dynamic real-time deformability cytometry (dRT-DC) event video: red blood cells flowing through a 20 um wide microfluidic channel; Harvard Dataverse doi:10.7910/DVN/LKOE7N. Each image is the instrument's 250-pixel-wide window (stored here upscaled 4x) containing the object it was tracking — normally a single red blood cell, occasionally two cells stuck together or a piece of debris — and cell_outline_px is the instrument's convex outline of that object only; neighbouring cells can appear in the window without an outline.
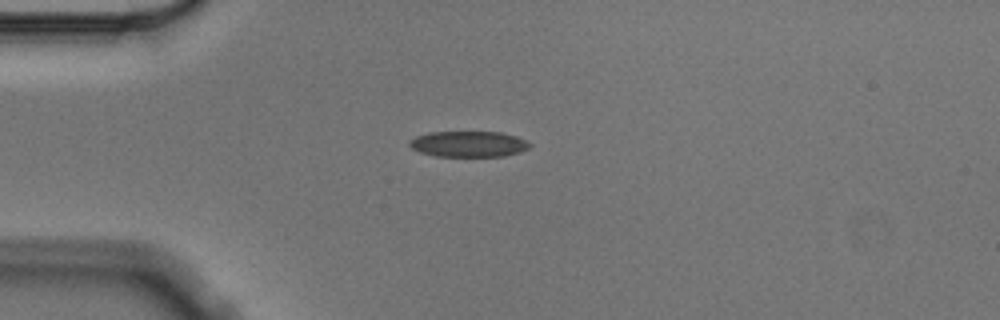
{"species": "Egyptian fruit bat (a non-hibernating species)", "species_latin": "Rousettus aegyptiacus", "temperature_condition": "cold", "stored_images_in_passage": 7, "camera_frame_rate_fps": 3000, "um_per_image_px": 0.085, "animal": {"sex": "male"}, "frame": {"image": 1, "passage_image": 4, "time_ms": 1.0, "image_size_px": [1000, 320], "cell_outline_px": [[532, 144], [528, 148], [520, 152], [504, 156], [432, 156], [420, 152], [412, 148], [408, 144], [408, 140], [416, 136], [428, 132], [500, 132], [516, 136]], "centroid_in_image_um": [39.79, 12.24], "position_along_channel_um": 45.2, "area_um2": 18.15}}
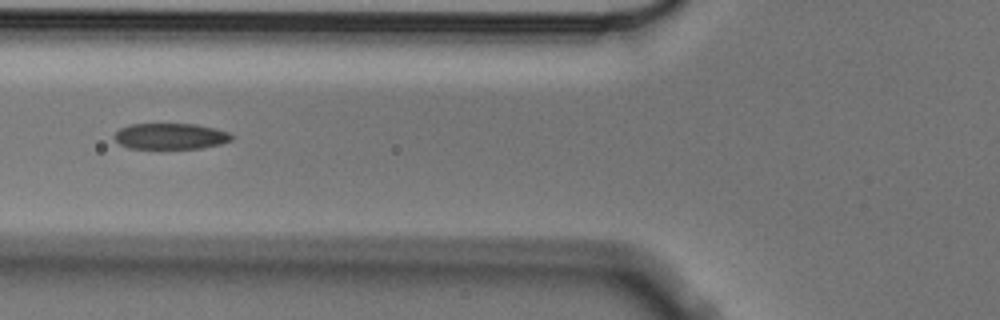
{"frame": {"image": 2, "passage_image": 6, "time_ms": 1.667, "image_size_px": [1000, 320], "cell_outline_px": [[236, 136], [232, 140], [220, 144], [200, 148], [128, 148], [120, 144], [112, 136], [120, 128], [128, 124], [196, 124], [216, 128], [228, 132]], "centroid_in_image_um": [14.51, 11.57], "position_along_channel_um": 111.3, "area_um2": 17.86}}
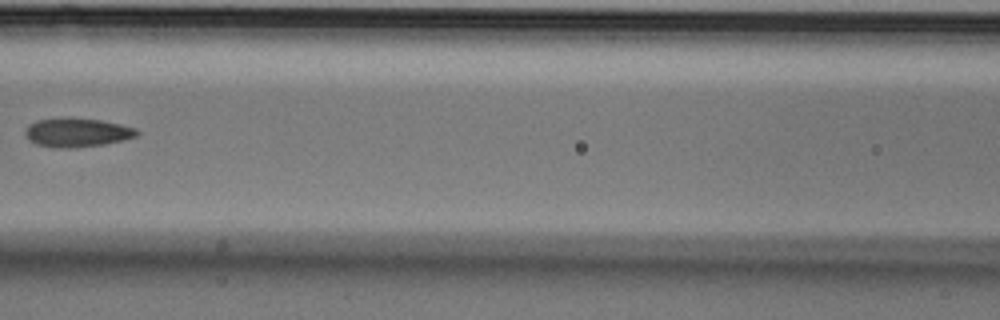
{"frame": {"image": 3, "passage_image": 7, "time_ms": 2.0, "image_size_px": [1000, 320], "cell_outline_px": [[140, 132], [136, 136], [124, 140], [104, 144], [72, 148], [52, 148], [36, 144], [28, 140], [24, 136], [24, 132], [28, 124], [36, 120], [100, 120], [120, 124], [136, 128]], "centroid_in_image_um": [6.53, 11.31], "position_along_channel_um": 160.1, "area_um2": 18.38}}